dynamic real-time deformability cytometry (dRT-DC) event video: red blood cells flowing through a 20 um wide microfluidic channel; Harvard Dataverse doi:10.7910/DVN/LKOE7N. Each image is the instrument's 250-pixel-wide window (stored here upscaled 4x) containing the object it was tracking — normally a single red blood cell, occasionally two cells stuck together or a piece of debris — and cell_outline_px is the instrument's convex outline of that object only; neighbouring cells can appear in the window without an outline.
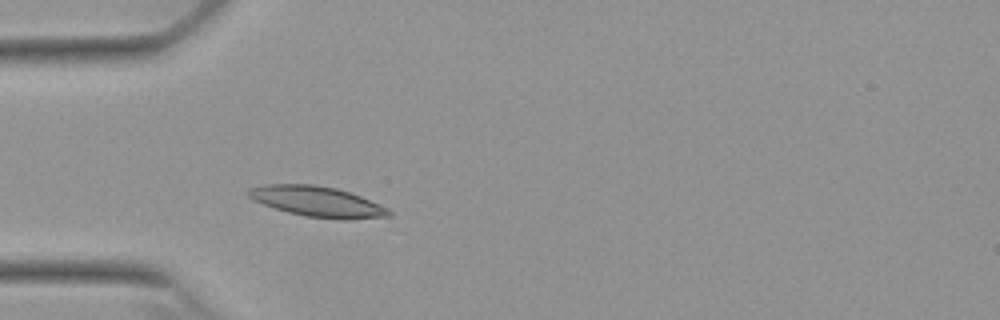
{"species": "Egyptian fruit bat (a non-hibernating species)", "species_latin": "Rousettus aegyptiacus", "temperature_condition": "warm", "stored_images_in_passage": 24, "camera_frame_rate_fps": 3000, "um_per_image_px": 0.085, "animal": {"sex": "female"}, "frame": {"image": 1, "passage_image": 13, "time_ms": 4.0, "image_size_px": [1000, 320], "cell_outline_px": [[392, 216], [348, 220], [340, 220], [304, 216], [288, 212], [252, 200], [248, 196], [248, 188], [268, 184], [312, 184], [336, 188], [360, 196], [388, 208], [392, 212]], "centroid_in_image_um": [26.99, 17.14], "position_along_channel_um": 58.0, "area_um2": 24.91}}
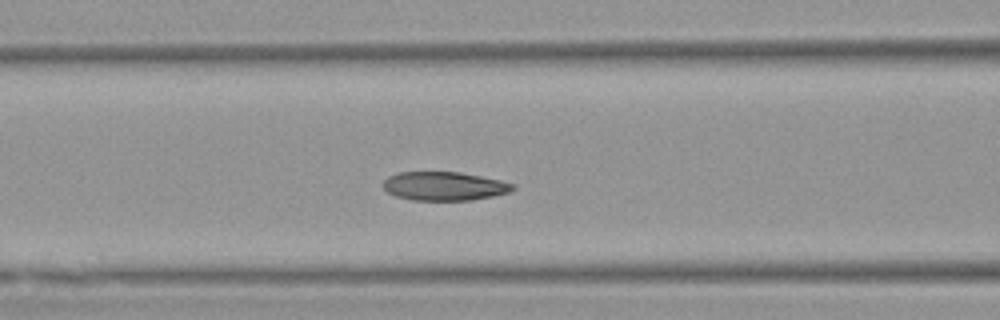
{"frame": {"image": 2, "passage_image": 19, "time_ms": 6.0, "image_size_px": [1000, 320], "cell_outline_px": [[516, 188], [508, 192], [492, 196], [472, 200], [412, 200], [396, 196], [388, 192], [380, 184], [388, 176], [400, 172], [460, 172], [500, 180], [516, 184]], "centroid_in_image_um": [37.75, 15.82], "position_along_channel_um": 128.9, "area_um2": 21.73}}
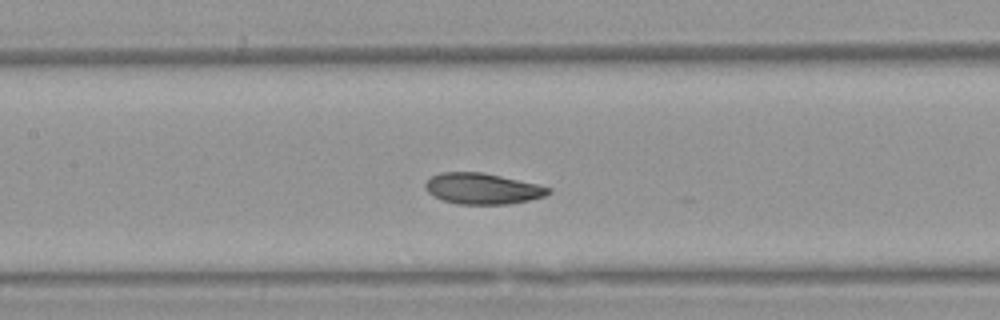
{"frame": {"image": 3, "passage_image": 22, "time_ms": 7.0, "image_size_px": [1000, 320], "cell_outline_px": [[552, 192], [544, 196], [528, 200], [508, 204], [460, 204], [444, 200], [432, 196], [424, 188], [424, 184], [432, 176], [440, 172], [484, 172], [536, 184], [552, 188]], "centroid_in_image_um": [40.99, 16.03], "position_along_channel_um": 166.4, "area_um2": 22.14}}